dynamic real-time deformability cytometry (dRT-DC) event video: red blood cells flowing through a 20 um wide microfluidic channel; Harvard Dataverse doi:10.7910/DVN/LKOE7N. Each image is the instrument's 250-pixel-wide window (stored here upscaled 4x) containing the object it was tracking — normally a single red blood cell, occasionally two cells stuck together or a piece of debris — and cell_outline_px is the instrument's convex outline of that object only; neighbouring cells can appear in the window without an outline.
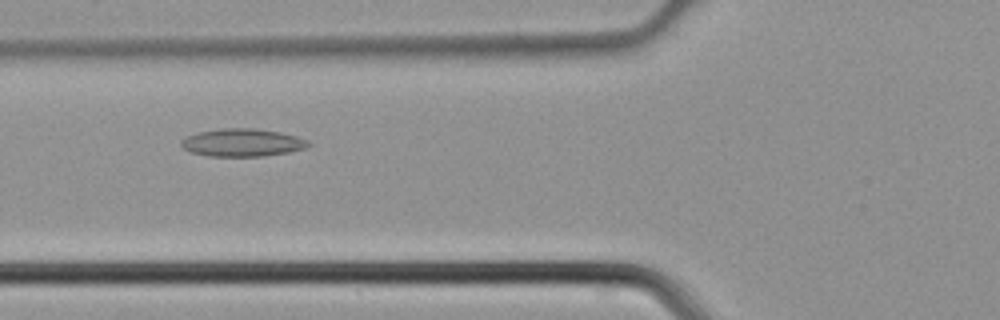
{"species": "common noctule bat (a hibernating species)", "species_latin": "Nyctalus noctula", "temperature_condition": "cold", "stored_images_in_passage": 28, "camera_frame_rate_fps": 3000, "um_per_image_px": 0.085, "animal": {"sex": "male", "body_mass_g": 21.5, "forearm_length_mm": 52.0}, "frame": {"image": 1, "passage_image": 5, "time_ms": 1.333, "image_size_px": [1000, 320], "cell_outline_px": [[312, 144], [308, 148], [288, 152], [264, 156], [208, 156], [188, 152], [180, 144], [180, 140], [184, 136], [196, 132], [220, 128], [256, 128], [280, 132], [296, 136], [308, 140]], "centroid_in_image_um": [20.57, 12.11], "position_along_channel_um": 105.2, "area_um2": 20.98}}
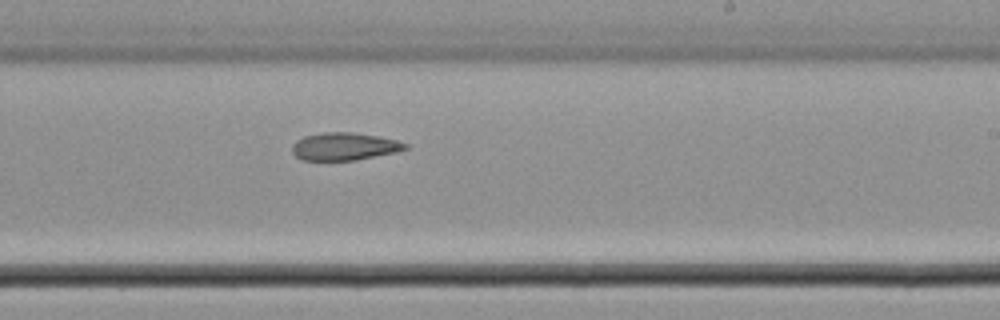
{"frame": {"image": 2, "passage_image": 15, "time_ms": 4.667, "image_size_px": [1000, 320], "cell_outline_px": [[408, 148], [396, 152], [356, 160], [300, 160], [292, 152], [292, 144], [296, 140], [304, 136], [324, 132], [352, 132], [376, 136], [396, 140], [408, 144]], "centroid_in_image_um": [29.24, 12.45], "position_along_channel_um": 259.8, "area_um2": 18.21}}
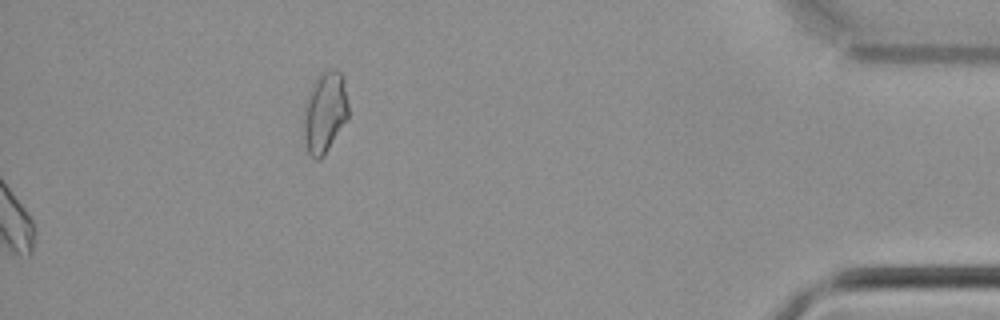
{"frame": {"image": 3, "passage_image": 28, "time_ms": 9.0, "image_size_px": [1000, 320], "cell_outline_px": [[348, 116], [324, 156], [320, 160], [316, 160], [308, 152], [300, 136], [304, 100], [312, 84], [324, 72], [332, 68], [340, 72], [344, 76], [348, 104]], "centroid_in_image_um": [27.54, 9.58], "position_along_channel_um": 407.7, "area_um2": 21.79}}